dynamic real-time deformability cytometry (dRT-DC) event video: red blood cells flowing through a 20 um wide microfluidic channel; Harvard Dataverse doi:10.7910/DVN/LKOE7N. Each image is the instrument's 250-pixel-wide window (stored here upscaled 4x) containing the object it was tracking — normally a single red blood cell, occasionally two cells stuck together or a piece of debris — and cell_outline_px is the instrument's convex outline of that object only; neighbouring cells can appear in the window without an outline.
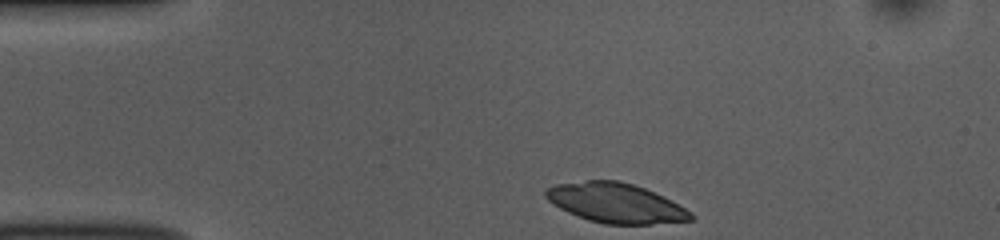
{"species": "common noctule bat (a hibernating species)", "species_latin": "Nyctalus noctula", "temperature_condition": "room temperature", "stored_images_in_passage": 35, "camera_frame_rate_fps": 3000, "um_per_image_px": 0.085, "animal": {"sex": "female", "body_mass_g": 10.0, "forearm_length_mm": 53.1}, "frame": {"image": 1, "passage_image": 1, "time_ms": 0.0, "image_size_px": [1000, 240], "cell_outline_px": [[696, 216], [692, 220], [652, 224], [604, 224], [588, 220], [568, 212], [552, 204], [544, 196], [544, 192], [548, 188], [556, 184], [584, 180], [620, 180], [644, 188], [664, 196], [692, 212]], "centroid_in_image_um": [52.34, 17.25], "position_along_channel_um": 32.7, "area_um2": 33.64}}